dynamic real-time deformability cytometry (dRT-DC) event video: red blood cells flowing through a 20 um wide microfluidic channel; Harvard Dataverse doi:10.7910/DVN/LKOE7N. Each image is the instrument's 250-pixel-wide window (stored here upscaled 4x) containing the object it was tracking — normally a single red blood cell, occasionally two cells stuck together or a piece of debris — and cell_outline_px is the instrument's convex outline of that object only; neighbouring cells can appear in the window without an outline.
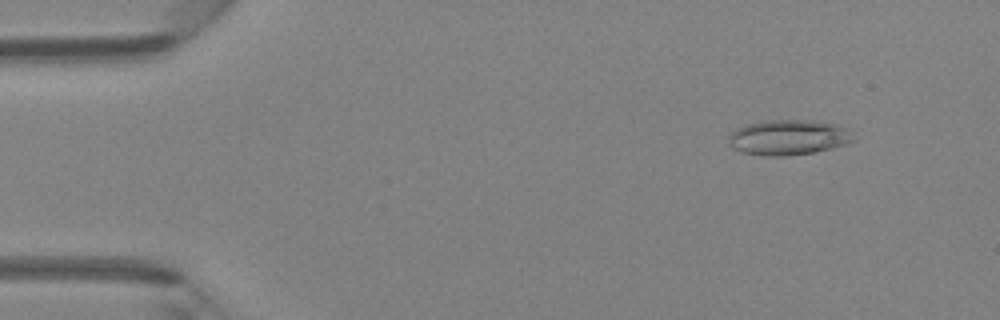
{"species": "Egyptian fruit bat (a non-hibernating species)", "species_latin": "Rousettus aegyptiacus", "temperature_condition": "room temperature", "stored_images_in_passage": 5, "camera_frame_rate_fps": 3000, "um_per_image_px": 0.085, "animal": {"sex": "female"}, "frame": {"image": 1, "passage_image": 2, "time_ms": 1.333, "image_size_px": [1000, 320], "cell_outline_px": [[856, 140], [832, 148], [812, 152], [788, 156], [764, 156], [744, 152], [732, 148], [728, 140], [728, 136], [736, 128], [748, 124], [764, 120], [812, 120], [832, 124], [848, 128], [852, 132]], "centroid_in_image_um": [67.02, 11.67], "position_along_channel_um": 18.0, "area_um2": 25.66}}